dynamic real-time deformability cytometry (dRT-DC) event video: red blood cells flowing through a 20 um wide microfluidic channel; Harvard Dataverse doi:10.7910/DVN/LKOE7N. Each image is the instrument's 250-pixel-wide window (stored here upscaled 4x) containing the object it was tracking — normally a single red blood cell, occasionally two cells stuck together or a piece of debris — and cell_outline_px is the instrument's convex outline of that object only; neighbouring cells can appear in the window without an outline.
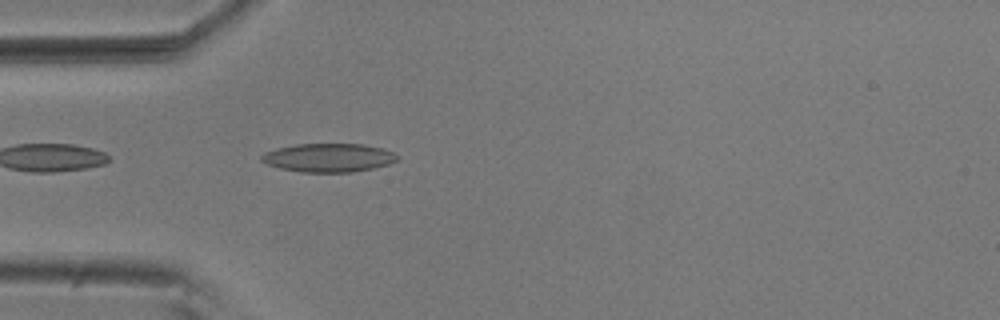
{"species": "common noctule bat (a hibernating species)", "species_latin": "Nyctalus noctula", "temperature_condition": "room temperature", "stored_images_in_passage": 32, "camera_frame_rate_fps": 3000, "um_per_image_px": 0.085, "animal": {"sex": "male", "body_mass_g": 20.5, "forearm_length_mm": 52.5}, "frame": {"image": 1, "passage_image": 1, "time_ms": 0.0, "image_size_px": [1000, 320], "cell_outline_px": [[400, 156], [396, 160], [388, 164], [372, 168], [352, 172], [300, 172], [280, 168], [268, 164], [260, 160], [260, 156], [264, 152], [276, 148], [296, 144], [364, 144], [384, 148], [396, 152]], "centroid_in_image_um": [27.94, 13.39], "position_along_channel_um": 57.1, "area_um2": 22.77}}
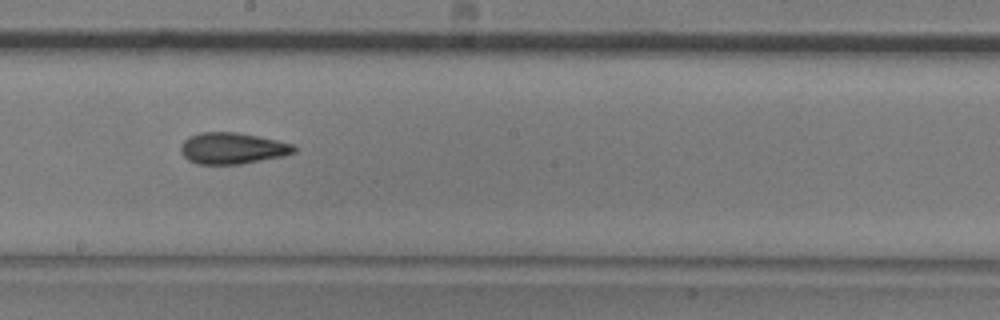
{"frame": {"image": 2, "passage_image": 15, "time_ms": 4.667, "image_size_px": [1000, 320], "cell_outline_px": [[296, 152], [284, 156], [240, 164], [196, 164], [188, 160], [180, 152], [180, 148], [184, 140], [188, 136], [200, 132], [236, 132], [276, 140], [292, 144], [296, 148]], "centroid_in_image_um": [19.72, 12.61], "position_along_channel_um": 228.5, "area_um2": 20.69}}
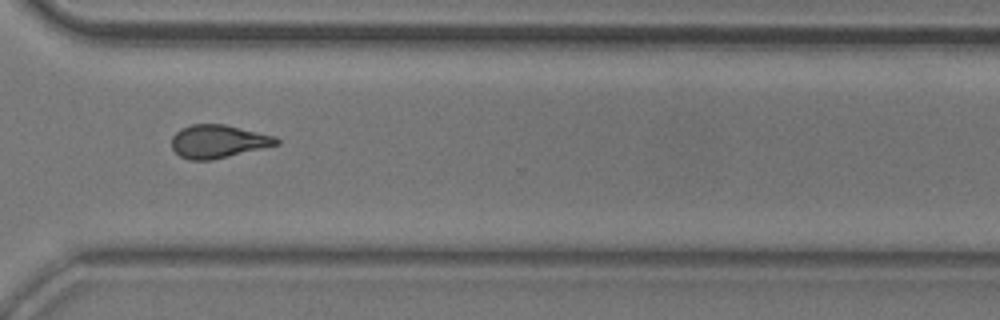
{"frame": {"image": 3, "passage_image": 25, "time_ms": 8.0, "image_size_px": [1000, 320], "cell_outline_px": [[280, 144], [264, 148], [212, 160], [188, 160], [180, 156], [172, 148], [172, 136], [180, 128], [192, 124], [224, 124], [276, 136], [280, 140]], "centroid_in_image_um": [18.55, 12.02], "position_along_channel_um": 352.0, "area_um2": 20.35}, "authors_computed_cell_mechanics": {"area_um2": 20.4323, "velocity_mm_per_s": 3.7279, "shape_relaxation_time_tau1_ms": 7.9944, "shape_relaxation_time_tau2_ms": 2.6737, "deformation_change_tau1": 0.1831, "deformation_change_tau2": 0.0988}}